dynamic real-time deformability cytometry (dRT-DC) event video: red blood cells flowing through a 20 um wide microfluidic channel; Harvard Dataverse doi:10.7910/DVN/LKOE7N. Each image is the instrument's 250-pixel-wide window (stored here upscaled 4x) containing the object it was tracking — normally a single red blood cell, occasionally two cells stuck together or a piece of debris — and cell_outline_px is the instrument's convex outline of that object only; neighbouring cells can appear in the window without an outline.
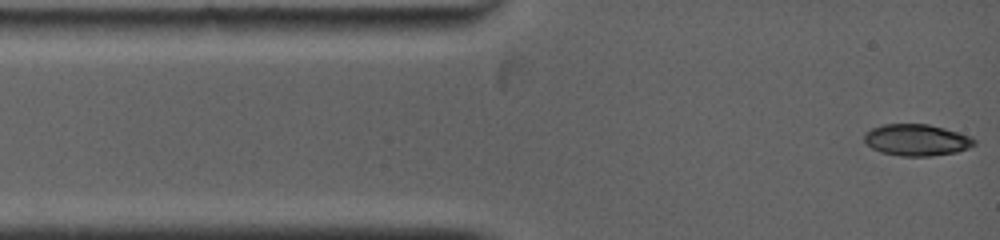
{"species": "common noctule bat (a hibernating species)", "species_latin": "Nyctalus noctula", "temperature_condition": "warm", "stored_images_in_passage": 23, "camera_frame_rate_fps": 5000, "um_per_image_px": 0.085, "animal": {"sex": "female", "body_mass_g": 19.0, "forearm_length_mm": 53.3}, "frame": {"image": 1, "passage_image": 1, "time_ms": 0.0, "image_size_px": [1000, 240], "cell_outline_px": [[976, 144], [968, 148], [956, 152], [932, 156], [900, 156], [880, 152], [872, 148], [864, 140], [864, 132], [872, 128], [884, 124], [928, 124], [944, 128], [972, 136], [976, 140]], "centroid_in_image_um": [77.92, 11.9], "position_along_channel_um": 7.1, "area_um2": 20.35}}
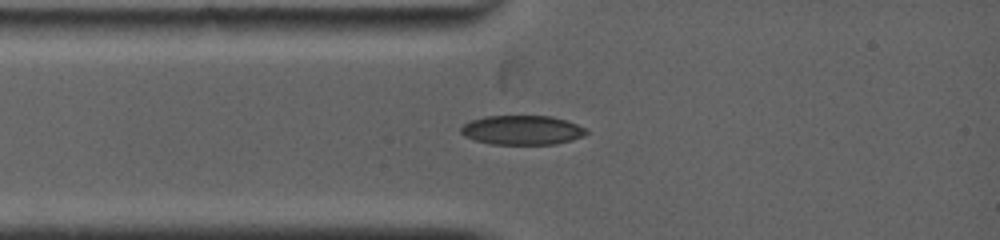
{"frame": {"image": 2, "passage_image": 12, "time_ms": 2.0, "image_size_px": [1000, 240], "cell_outline_px": [[588, 132], [584, 136], [572, 140], [556, 144], [492, 144], [476, 140], [464, 136], [460, 132], [460, 128], [464, 124], [472, 120], [484, 116], [552, 116], [588, 128]], "centroid_in_image_um": [44.4, 11.06], "position_along_channel_um": 40.6, "area_um2": 21.44}}
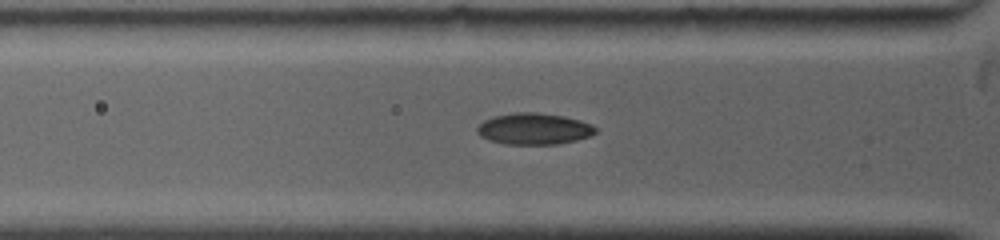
{"frame": {"image": 3, "passage_image": 18, "time_ms": 3.0, "image_size_px": [1000, 240], "cell_outline_px": [[596, 132], [592, 136], [576, 140], [556, 144], [504, 144], [488, 140], [480, 136], [476, 132], [476, 128], [484, 120], [492, 116], [516, 112], [536, 112], [564, 116], [580, 120], [592, 124], [596, 128]], "centroid_in_image_um": [45.38, 10.95], "position_along_channel_um": 80.4, "area_um2": 21.85}}